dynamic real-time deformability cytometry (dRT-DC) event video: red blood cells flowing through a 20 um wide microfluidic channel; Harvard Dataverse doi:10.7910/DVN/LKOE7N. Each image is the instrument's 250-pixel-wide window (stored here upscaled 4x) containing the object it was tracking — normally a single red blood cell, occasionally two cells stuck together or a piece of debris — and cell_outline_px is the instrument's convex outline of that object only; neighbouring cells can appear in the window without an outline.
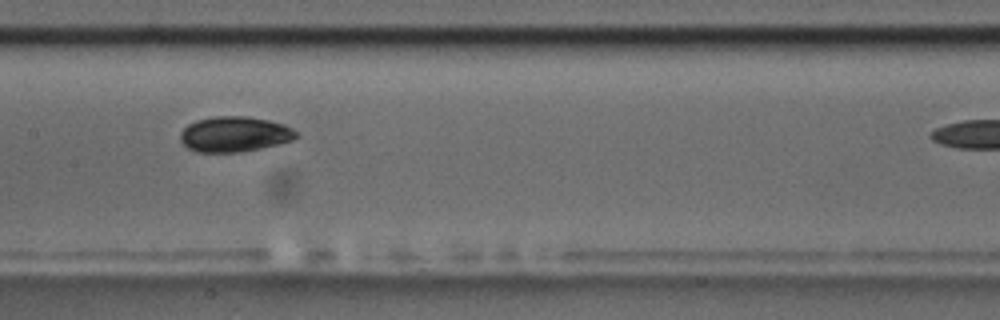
{"species": "common noctule bat (a hibernating species)", "species_latin": "Nyctalus noctula", "temperature_condition": "room temperature", "stored_images_in_passage": 8, "camera_frame_rate_fps": 3000, "um_per_image_px": 0.085, "animal": {"sex": "male", "body_mass_g": 17.5, "forearm_length_mm": 52.3}, "frame": {"image": 1, "passage_image": 7, "time_ms": 6.667, "image_size_px": [1000, 320], "cell_outline_px": [[300, 136], [292, 140], [260, 148], [240, 152], [196, 152], [188, 148], [180, 140], [180, 132], [188, 124], [196, 120], [216, 116], [248, 116], [268, 120], [284, 124], [292, 128]], "centroid_in_image_um": [19.92, 11.4], "position_along_channel_um": 187.5, "area_um2": 23.87}}